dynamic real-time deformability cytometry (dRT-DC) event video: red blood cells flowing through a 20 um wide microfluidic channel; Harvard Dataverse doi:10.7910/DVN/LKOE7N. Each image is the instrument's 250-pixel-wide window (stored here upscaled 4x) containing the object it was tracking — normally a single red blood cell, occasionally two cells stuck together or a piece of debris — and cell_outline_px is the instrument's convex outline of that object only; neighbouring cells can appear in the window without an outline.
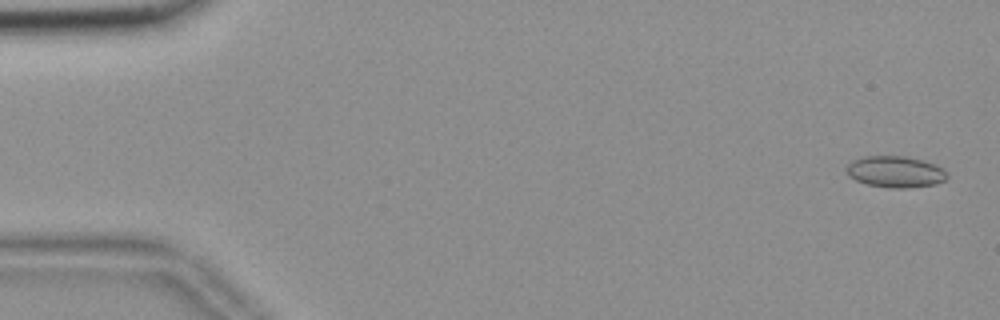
{"species": "common noctule bat (a hibernating species)", "species_latin": "Nyctalus noctula", "temperature_condition": "room temperature", "stored_images_in_passage": 56, "camera_frame_rate_fps": 3000, "um_per_image_px": 0.085, "animal": {"sex": "female", "body_mass_g": 18.4}, "frame": {"image": 1, "passage_image": 2, "time_ms": 0.333, "image_size_px": [1000, 320], "cell_outline_px": [[948, 176], [944, 180], [936, 184], [904, 188], [892, 188], [868, 184], [856, 180], [848, 176], [844, 168], [852, 160], [864, 156], [904, 156], [924, 160], [936, 164], [944, 168], [948, 172]], "centroid_in_image_um": [76.11, 14.59], "position_along_channel_um": 8.9, "area_um2": 18.61}}
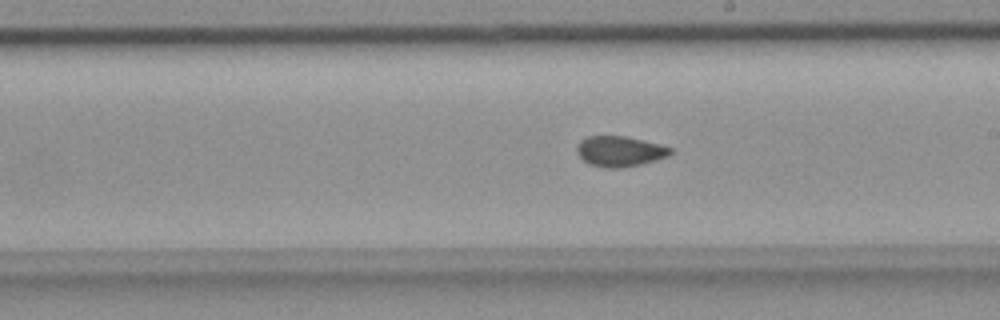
{"frame": {"image": 2, "passage_image": 32, "time_ms": 10.333, "image_size_px": [1000, 320], "cell_outline_px": [[672, 152], [668, 156], [656, 160], [640, 164], [620, 168], [604, 168], [588, 164], [576, 152], [576, 148], [580, 140], [588, 136], [624, 136], [660, 144], [672, 148]], "centroid_in_image_um": [52.66, 12.86], "position_along_channel_um": 236.3, "area_um2": 16.59}}
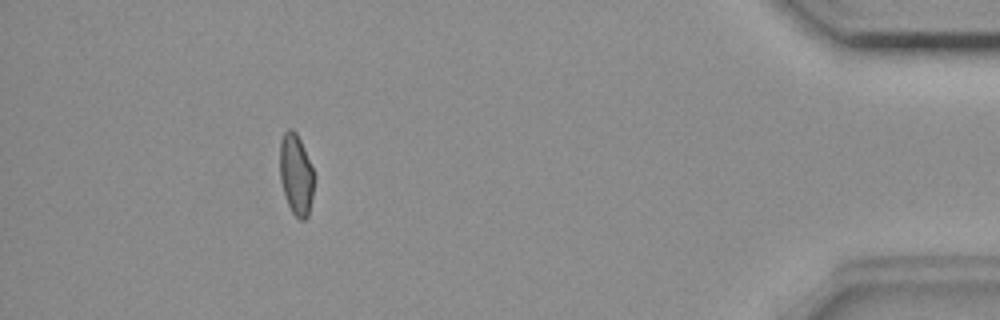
{"frame": {"image": 3, "passage_image": 51, "time_ms": 16.667, "image_size_px": [1000, 320], "cell_outline_px": [[316, 176], [308, 216], [304, 220], [300, 220], [292, 212], [288, 204], [280, 180], [280, 140], [284, 132], [288, 128], [292, 128], [296, 132], [300, 140]], "centroid_in_image_um": [25.17, 14.82], "position_along_channel_um": 410.0, "area_um2": 16.24}, "authors_computed_cell_mechanics": {"area_um2": 16.9354, "velocity_mm_per_s": 3.6491, "shape_relaxation_time_tau1_ms": null, "shape_relaxation_time_tau2_ms": 2.1825, "deformation_change_tau1": null, "deformation_change_tau2": 0.0465}}